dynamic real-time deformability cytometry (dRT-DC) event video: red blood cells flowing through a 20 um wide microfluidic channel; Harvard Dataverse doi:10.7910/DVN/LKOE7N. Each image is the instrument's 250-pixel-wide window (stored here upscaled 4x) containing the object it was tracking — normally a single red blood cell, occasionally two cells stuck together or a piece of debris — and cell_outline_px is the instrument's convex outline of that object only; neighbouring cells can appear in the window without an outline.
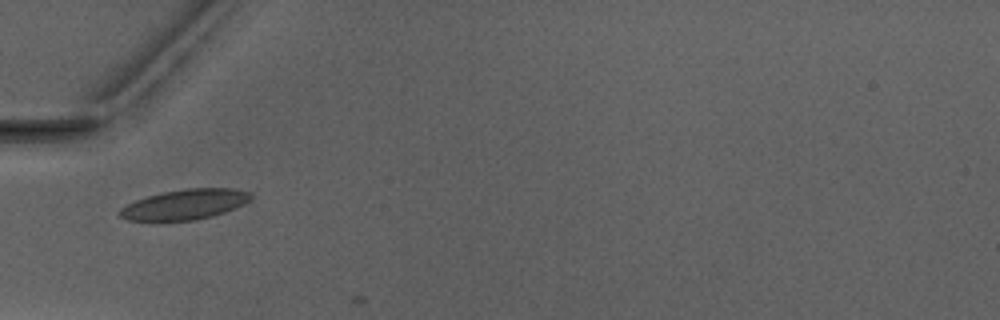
{"species": "Egyptian fruit bat (a non-hibernating species)", "species_latin": "Rousettus aegyptiacus", "temperature_condition": "warm", "stored_images_in_passage": 2, "camera_frame_rate_fps": 3000, "um_per_image_px": 0.085, "animal": {"sex": "male"}, "frame": {"image": 1, "passage_image": 2, "time_ms": 1.0, "image_size_px": [1000, 320], "cell_outline_px": [[252, 196], [244, 204], [224, 212], [212, 216], [196, 220], [160, 224], [128, 220], [120, 216], [116, 212], [120, 208], [136, 200], [148, 196], [164, 192], [188, 188], [232, 188], [248, 192]], "centroid_in_image_um": [15.61, 17.43], "position_along_channel_um": 69.4, "area_um2": 23.7}}